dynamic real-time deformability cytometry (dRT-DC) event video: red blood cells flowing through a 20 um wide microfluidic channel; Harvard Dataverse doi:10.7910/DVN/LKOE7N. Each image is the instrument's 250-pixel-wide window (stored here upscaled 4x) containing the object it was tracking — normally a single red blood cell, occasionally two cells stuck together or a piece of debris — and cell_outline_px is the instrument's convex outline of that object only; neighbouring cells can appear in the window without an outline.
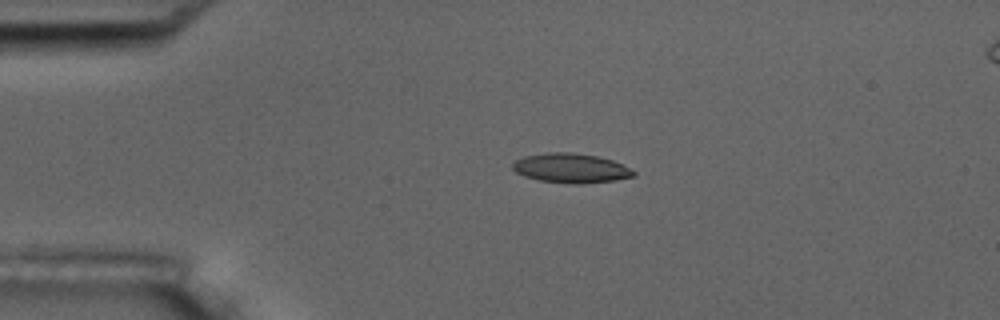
{"species": "common noctule bat (a hibernating species)", "species_latin": "Nyctalus noctula", "temperature_condition": "room temperature", "stored_images_in_passage": 4, "segment_of_instrument_passage": [1, 2], "camera_frame_rate_fps": 3000, "um_per_image_px": 0.085, "animal": {"sex": "male", "body_mass_g": 17.5, "forearm_length_mm": 52.3}, "frame": {"image": 1, "passage_image": 2, "time_ms": 2.0, "image_size_px": [1000, 320], "cell_outline_px": [[636, 176], [616, 180], [580, 184], [572, 184], [540, 180], [524, 176], [516, 172], [512, 168], [512, 164], [516, 160], [524, 156], [548, 152], [572, 152], [596, 156], [612, 160], [636, 172]], "centroid_in_image_um": [48.52, 14.29], "position_along_channel_um": 36.5, "area_um2": 20.69}}